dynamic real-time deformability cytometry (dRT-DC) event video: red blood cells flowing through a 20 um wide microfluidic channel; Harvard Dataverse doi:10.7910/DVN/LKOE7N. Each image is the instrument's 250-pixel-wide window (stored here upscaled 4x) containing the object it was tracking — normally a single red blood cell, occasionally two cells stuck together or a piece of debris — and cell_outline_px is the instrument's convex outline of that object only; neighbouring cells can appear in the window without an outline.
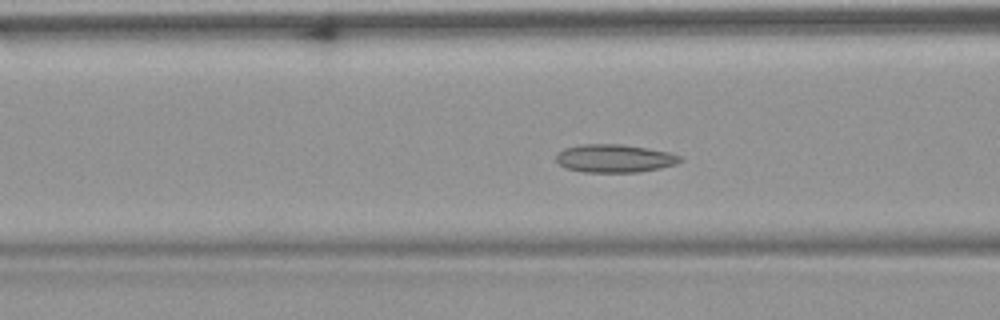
{"species": "common noctule bat (a hibernating species)", "species_latin": "Nyctalus noctula", "temperature_condition": "warm", "stored_images_in_passage": 46, "camera_frame_rate_fps": 3000, "um_per_image_px": 0.085, "animal": {"sex": "female", "body_mass_g": 18.4}, "frame": {"image": 1, "passage_image": 14, "time_ms": 4.333, "image_size_px": [1000, 320], "cell_outline_px": [[684, 160], [676, 164], [660, 168], [640, 172], [584, 172], [564, 168], [556, 160], [556, 152], [564, 148], [580, 144], [624, 144], [648, 148], [668, 152], [680, 156]], "centroid_in_image_um": [52.22, 13.46], "position_along_channel_um": 114.4, "area_um2": 20.52}}
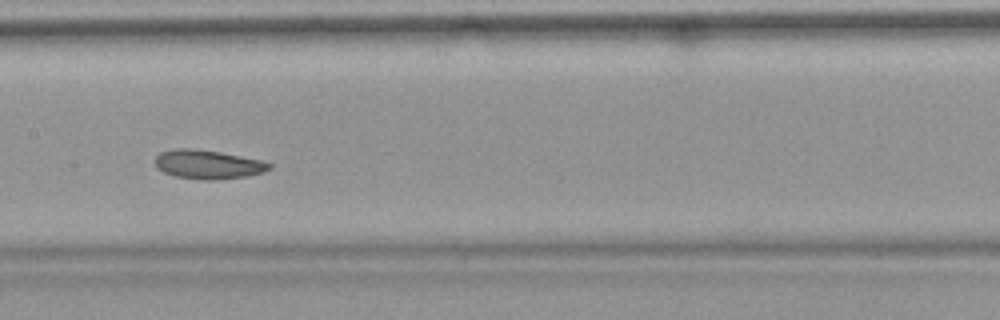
{"frame": {"image": 2, "passage_image": 20, "time_ms": 6.333, "image_size_px": [1000, 320], "cell_outline_px": [[272, 168], [264, 172], [248, 176], [212, 180], [200, 180], [176, 176], [164, 172], [156, 168], [156, 156], [160, 152], [176, 148], [196, 148], [220, 152], [260, 160], [272, 164]], "centroid_in_image_um": [17.67, 13.97], "position_along_channel_um": 189.7, "area_um2": 19.31}}
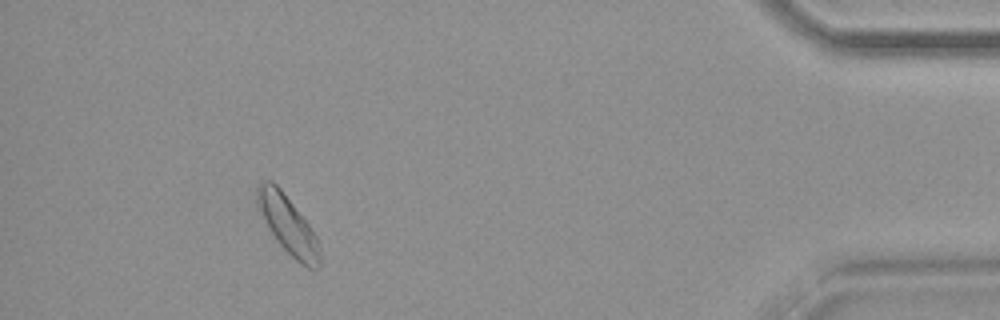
{"frame": {"image": 3, "passage_image": 42, "time_ms": 13.667, "image_size_px": [1000, 320], "cell_outline_px": [[320, 264], [316, 268], [308, 268], [300, 264], [280, 244], [272, 232], [256, 204], [256, 188], [264, 180], [272, 180], [280, 188], [308, 224], [316, 236], [320, 252]], "centroid_in_image_um": [24.47, 19.09], "position_along_channel_um": 410.7, "area_um2": 20.52}, "authors_computed_cell_mechanics": {"area_um2": 19.8543, "velocity_mm_per_s": 3.7812, "shape_relaxation_time_tau1_ms": null, "shape_relaxation_time_tau2_ms": 3.9845, "deformation_change_tau1": null, "deformation_change_tau2": 0.0875}}